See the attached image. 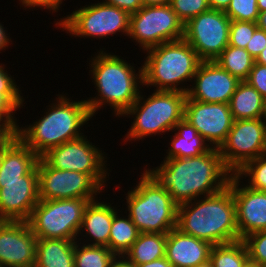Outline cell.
<instances>
[{"mask_svg": "<svg viewBox=\"0 0 266 267\" xmlns=\"http://www.w3.org/2000/svg\"><path fill=\"white\" fill-rule=\"evenodd\" d=\"M56 96L55 102L46 106L43 117L17 127V137L39 157L51 148L83 136L80 129L92 120L85 99L73 101L63 94Z\"/></svg>", "mask_w": 266, "mask_h": 267, "instance_id": "cell-4", "label": "cell"}, {"mask_svg": "<svg viewBox=\"0 0 266 267\" xmlns=\"http://www.w3.org/2000/svg\"><path fill=\"white\" fill-rule=\"evenodd\" d=\"M184 119L213 148H219L232 128L233 117L229 104L204 103L186 97Z\"/></svg>", "mask_w": 266, "mask_h": 267, "instance_id": "cell-15", "label": "cell"}, {"mask_svg": "<svg viewBox=\"0 0 266 267\" xmlns=\"http://www.w3.org/2000/svg\"><path fill=\"white\" fill-rule=\"evenodd\" d=\"M167 233H140L124 256L141 265L165 257Z\"/></svg>", "mask_w": 266, "mask_h": 267, "instance_id": "cell-26", "label": "cell"}, {"mask_svg": "<svg viewBox=\"0 0 266 267\" xmlns=\"http://www.w3.org/2000/svg\"><path fill=\"white\" fill-rule=\"evenodd\" d=\"M22 6H24L25 9H34L40 7V9H47L49 11H52L53 13H57L60 10V5H62L64 2L63 0H19Z\"/></svg>", "mask_w": 266, "mask_h": 267, "instance_id": "cell-39", "label": "cell"}, {"mask_svg": "<svg viewBox=\"0 0 266 267\" xmlns=\"http://www.w3.org/2000/svg\"><path fill=\"white\" fill-rule=\"evenodd\" d=\"M1 161H2V145L0 146V167H1Z\"/></svg>", "mask_w": 266, "mask_h": 267, "instance_id": "cell-53", "label": "cell"}, {"mask_svg": "<svg viewBox=\"0 0 266 267\" xmlns=\"http://www.w3.org/2000/svg\"><path fill=\"white\" fill-rule=\"evenodd\" d=\"M169 5L184 25L190 19L210 9L208 0H171Z\"/></svg>", "mask_w": 266, "mask_h": 267, "instance_id": "cell-34", "label": "cell"}, {"mask_svg": "<svg viewBox=\"0 0 266 267\" xmlns=\"http://www.w3.org/2000/svg\"><path fill=\"white\" fill-rule=\"evenodd\" d=\"M137 267H174V266L166 257H162L148 263L137 265Z\"/></svg>", "mask_w": 266, "mask_h": 267, "instance_id": "cell-42", "label": "cell"}, {"mask_svg": "<svg viewBox=\"0 0 266 267\" xmlns=\"http://www.w3.org/2000/svg\"><path fill=\"white\" fill-rule=\"evenodd\" d=\"M265 47H266V31L257 28L245 49L254 59H256L257 56L262 52V50Z\"/></svg>", "mask_w": 266, "mask_h": 267, "instance_id": "cell-38", "label": "cell"}, {"mask_svg": "<svg viewBox=\"0 0 266 267\" xmlns=\"http://www.w3.org/2000/svg\"><path fill=\"white\" fill-rule=\"evenodd\" d=\"M90 201L93 200H39L27 222L37 238L77 241L84 211Z\"/></svg>", "mask_w": 266, "mask_h": 267, "instance_id": "cell-8", "label": "cell"}, {"mask_svg": "<svg viewBox=\"0 0 266 267\" xmlns=\"http://www.w3.org/2000/svg\"><path fill=\"white\" fill-rule=\"evenodd\" d=\"M37 169L40 200H96L97 194L105 191L90 175L54 169L41 157L37 162Z\"/></svg>", "mask_w": 266, "mask_h": 267, "instance_id": "cell-14", "label": "cell"}, {"mask_svg": "<svg viewBox=\"0 0 266 267\" xmlns=\"http://www.w3.org/2000/svg\"><path fill=\"white\" fill-rule=\"evenodd\" d=\"M37 165L21 180L0 181V221H28L39 202Z\"/></svg>", "mask_w": 266, "mask_h": 267, "instance_id": "cell-16", "label": "cell"}, {"mask_svg": "<svg viewBox=\"0 0 266 267\" xmlns=\"http://www.w3.org/2000/svg\"><path fill=\"white\" fill-rule=\"evenodd\" d=\"M110 267H137L135 264L130 262L124 255L116 256Z\"/></svg>", "mask_w": 266, "mask_h": 267, "instance_id": "cell-45", "label": "cell"}, {"mask_svg": "<svg viewBox=\"0 0 266 267\" xmlns=\"http://www.w3.org/2000/svg\"><path fill=\"white\" fill-rule=\"evenodd\" d=\"M144 169L178 205L221 191L232 175L213 147L200 156L163 159L159 166Z\"/></svg>", "mask_w": 266, "mask_h": 267, "instance_id": "cell-1", "label": "cell"}, {"mask_svg": "<svg viewBox=\"0 0 266 267\" xmlns=\"http://www.w3.org/2000/svg\"><path fill=\"white\" fill-rule=\"evenodd\" d=\"M257 7L259 12L266 10V0H257Z\"/></svg>", "mask_w": 266, "mask_h": 267, "instance_id": "cell-49", "label": "cell"}, {"mask_svg": "<svg viewBox=\"0 0 266 267\" xmlns=\"http://www.w3.org/2000/svg\"><path fill=\"white\" fill-rule=\"evenodd\" d=\"M127 192L128 216L140 233H168L177 225L178 204L144 170Z\"/></svg>", "mask_w": 266, "mask_h": 267, "instance_id": "cell-7", "label": "cell"}, {"mask_svg": "<svg viewBox=\"0 0 266 267\" xmlns=\"http://www.w3.org/2000/svg\"><path fill=\"white\" fill-rule=\"evenodd\" d=\"M171 0H141L143 6L170 4Z\"/></svg>", "mask_w": 266, "mask_h": 267, "instance_id": "cell-47", "label": "cell"}, {"mask_svg": "<svg viewBox=\"0 0 266 267\" xmlns=\"http://www.w3.org/2000/svg\"><path fill=\"white\" fill-rule=\"evenodd\" d=\"M143 65V87L187 93L182 86L196 74L201 63L197 52L183 38L147 49ZM182 83V85H180Z\"/></svg>", "mask_w": 266, "mask_h": 267, "instance_id": "cell-5", "label": "cell"}, {"mask_svg": "<svg viewBox=\"0 0 266 267\" xmlns=\"http://www.w3.org/2000/svg\"><path fill=\"white\" fill-rule=\"evenodd\" d=\"M266 101L246 81H241L229 102L234 120L264 118Z\"/></svg>", "mask_w": 266, "mask_h": 267, "instance_id": "cell-25", "label": "cell"}, {"mask_svg": "<svg viewBox=\"0 0 266 267\" xmlns=\"http://www.w3.org/2000/svg\"><path fill=\"white\" fill-rule=\"evenodd\" d=\"M0 132L7 138L17 136V127L0 111Z\"/></svg>", "mask_w": 266, "mask_h": 267, "instance_id": "cell-41", "label": "cell"}, {"mask_svg": "<svg viewBox=\"0 0 266 267\" xmlns=\"http://www.w3.org/2000/svg\"><path fill=\"white\" fill-rule=\"evenodd\" d=\"M193 79L192 87H188L187 97L204 103L229 104L241 82L216 61H201Z\"/></svg>", "mask_w": 266, "mask_h": 267, "instance_id": "cell-17", "label": "cell"}, {"mask_svg": "<svg viewBox=\"0 0 266 267\" xmlns=\"http://www.w3.org/2000/svg\"><path fill=\"white\" fill-rule=\"evenodd\" d=\"M8 140L1 132H0V146Z\"/></svg>", "mask_w": 266, "mask_h": 267, "instance_id": "cell-51", "label": "cell"}, {"mask_svg": "<svg viewBox=\"0 0 266 267\" xmlns=\"http://www.w3.org/2000/svg\"><path fill=\"white\" fill-rule=\"evenodd\" d=\"M39 158L17 136L6 140L2 144L0 181L21 180L37 165Z\"/></svg>", "mask_w": 266, "mask_h": 267, "instance_id": "cell-22", "label": "cell"}, {"mask_svg": "<svg viewBox=\"0 0 266 267\" xmlns=\"http://www.w3.org/2000/svg\"><path fill=\"white\" fill-rule=\"evenodd\" d=\"M184 37V24L169 4L143 6L130 14L128 38L142 51Z\"/></svg>", "mask_w": 266, "mask_h": 267, "instance_id": "cell-10", "label": "cell"}, {"mask_svg": "<svg viewBox=\"0 0 266 267\" xmlns=\"http://www.w3.org/2000/svg\"><path fill=\"white\" fill-rule=\"evenodd\" d=\"M140 94L135 103L122 115L131 117L133 122L123 141H139L152 135L173 131L184 118L187 93L179 91L154 90L144 98ZM135 116V117H134ZM162 133V134H161Z\"/></svg>", "mask_w": 266, "mask_h": 267, "instance_id": "cell-6", "label": "cell"}, {"mask_svg": "<svg viewBox=\"0 0 266 267\" xmlns=\"http://www.w3.org/2000/svg\"><path fill=\"white\" fill-rule=\"evenodd\" d=\"M77 240L74 247V267H110L116 255L108 247L87 245L79 237Z\"/></svg>", "mask_w": 266, "mask_h": 267, "instance_id": "cell-31", "label": "cell"}, {"mask_svg": "<svg viewBox=\"0 0 266 267\" xmlns=\"http://www.w3.org/2000/svg\"><path fill=\"white\" fill-rule=\"evenodd\" d=\"M231 0H208L210 9L226 11L230 4Z\"/></svg>", "mask_w": 266, "mask_h": 267, "instance_id": "cell-44", "label": "cell"}, {"mask_svg": "<svg viewBox=\"0 0 266 267\" xmlns=\"http://www.w3.org/2000/svg\"><path fill=\"white\" fill-rule=\"evenodd\" d=\"M244 267H262V265L248 260L246 264L244 265Z\"/></svg>", "mask_w": 266, "mask_h": 267, "instance_id": "cell-50", "label": "cell"}, {"mask_svg": "<svg viewBox=\"0 0 266 267\" xmlns=\"http://www.w3.org/2000/svg\"><path fill=\"white\" fill-rule=\"evenodd\" d=\"M3 65V66H2ZM5 64H0V111L18 127V120L15 117L16 111L24 106V98L21 90L16 84L13 76L5 68Z\"/></svg>", "mask_w": 266, "mask_h": 267, "instance_id": "cell-28", "label": "cell"}, {"mask_svg": "<svg viewBox=\"0 0 266 267\" xmlns=\"http://www.w3.org/2000/svg\"><path fill=\"white\" fill-rule=\"evenodd\" d=\"M235 174L240 179L248 177V187L266 192V153L247 162Z\"/></svg>", "mask_w": 266, "mask_h": 267, "instance_id": "cell-32", "label": "cell"}, {"mask_svg": "<svg viewBox=\"0 0 266 267\" xmlns=\"http://www.w3.org/2000/svg\"><path fill=\"white\" fill-rule=\"evenodd\" d=\"M249 260L244 241L238 240L212 246L210 259L213 267H244Z\"/></svg>", "mask_w": 266, "mask_h": 267, "instance_id": "cell-29", "label": "cell"}, {"mask_svg": "<svg viewBox=\"0 0 266 267\" xmlns=\"http://www.w3.org/2000/svg\"><path fill=\"white\" fill-rule=\"evenodd\" d=\"M198 267H213V266H212L211 262L208 261V262H206V263H204V264H201V265L198 266Z\"/></svg>", "mask_w": 266, "mask_h": 267, "instance_id": "cell-52", "label": "cell"}, {"mask_svg": "<svg viewBox=\"0 0 266 267\" xmlns=\"http://www.w3.org/2000/svg\"><path fill=\"white\" fill-rule=\"evenodd\" d=\"M11 42L12 40L10 36H8L7 30H5L4 25L0 23V51L6 50Z\"/></svg>", "mask_w": 266, "mask_h": 267, "instance_id": "cell-43", "label": "cell"}, {"mask_svg": "<svg viewBox=\"0 0 266 267\" xmlns=\"http://www.w3.org/2000/svg\"><path fill=\"white\" fill-rule=\"evenodd\" d=\"M176 228L213 246L240 240L231 187L179 204Z\"/></svg>", "mask_w": 266, "mask_h": 267, "instance_id": "cell-3", "label": "cell"}, {"mask_svg": "<svg viewBox=\"0 0 266 267\" xmlns=\"http://www.w3.org/2000/svg\"><path fill=\"white\" fill-rule=\"evenodd\" d=\"M212 246L173 228L167 233L165 257L174 267H198L209 261Z\"/></svg>", "mask_w": 266, "mask_h": 267, "instance_id": "cell-20", "label": "cell"}, {"mask_svg": "<svg viewBox=\"0 0 266 267\" xmlns=\"http://www.w3.org/2000/svg\"><path fill=\"white\" fill-rule=\"evenodd\" d=\"M264 122L266 123V105H265V114H264Z\"/></svg>", "mask_w": 266, "mask_h": 267, "instance_id": "cell-54", "label": "cell"}, {"mask_svg": "<svg viewBox=\"0 0 266 267\" xmlns=\"http://www.w3.org/2000/svg\"><path fill=\"white\" fill-rule=\"evenodd\" d=\"M249 260L260 265L266 263V230L252 233L243 239Z\"/></svg>", "mask_w": 266, "mask_h": 267, "instance_id": "cell-36", "label": "cell"}, {"mask_svg": "<svg viewBox=\"0 0 266 267\" xmlns=\"http://www.w3.org/2000/svg\"><path fill=\"white\" fill-rule=\"evenodd\" d=\"M254 87L266 101V66L254 62L253 68L245 80Z\"/></svg>", "mask_w": 266, "mask_h": 267, "instance_id": "cell-37", "label": "cell"}, {"mask_svg": "<svg viewBox=\"0 0 266 267\" xmlns=\"http://www.w3.org/2000/svg\"><path fill=\"white\" fill-rule=\"evenodd\" d=\"M75 241L37 238L34 267H74Z\"/></svg>", "mask_w": 266, "mask_h": 267, "instance_id": "cell-24", "label": "cell"}, {"mask_svg": "<svg viewBox=\"0 0 266 267\" xmlns=\"http://www.w3.org/2000/svg\"><path fill=\"white\" fill-rule=\"evenodd\" d=\"M93 144L83 135L49 149L41 158L54 169L88 174L104 189L110 170L104 150Z\"/></svg>", "mask_w": 266, "mask_h": 267, "instance_id": "cell-11", "label": "cell"}, {"mask_svg": "<svg viewBox=\"0 0 266 267\" xmlns=\"http://www.w3.org/2000/svg\"><path fill=\"white\" fill-rule=\"evenodd\" d=\"M104 49L90 59L89 73L97 95L87 99L86 103L92 117L106 104L114 110L113 115L120 118L138 99L139 89L143 87V66L136 73L135 66L126 59Z\"/></svg>", "mask_w": 266, "mask_h": 267, "instance_id": "cell-2", "label": "cell"}, {"mask_svg": "<svg viewBox=\"0 0 266 267\" xmlns=\"http://www.w3.org/2000/svg\"><path fill=\"white\" fill-rule=\"evenodd\" d=\"M224 70L245 81L253 68L255 59L246 49L228 45L215 60Z\"/></svg>", "mask_w": 266, "mask_h": 267, "instance_id": "cell-30", "label": "cell"}, {"mask_svg": "<svg viewBox=\"0 0 266 267\" xmlns=\"http://www.w3.org/2000/svg\"><path fill=\"white\" fill-rule=\"evenodd\" d=\"M111 205V203H104V201L96 199L90 201L86 206L78 237H90L87 240L84 239L87 245L108 246L113 216L119 211ZM83 233L84 235H82Z\"/></svg>", "mask_w": 266, "mask_h": 267, "instance_id": "cell-21", "label": "cell"}, {"mask_svg": "<svg viewBox=\"0 0 266 267\" xmlns=\"http://www.w3.org/2000/svg\"><path fill=\"white\" fill-rule=\"evenodd\" d=\"M240 180L232 174L228 185L236 205L238 233L243 240L252 233L266 230V192L252 189L243 183L244 179Z\"/></svg>", "mask_w": 266, "mask_h": 267, "instance_id": "cell-19", "label": "cell"}, {"mask_svg": "<svg viewBox=\"0 0 266 267\" xmlns=\"http://www.w3.org/2000/svg\"><path fill=\"white\" fill-rule=\"evenodd\" d=\"M225 167L235 174L247 162L266 153V123L263 118L234 120L218 148Z\"/></svg>", "mask_w": 266, "mask_h": 267, "instance_id": "cell-12", "label": "cell"}, {"mask_svg": "<svg viewBox=\"0 0 266 267\" xmlns=\"http://www.w3.org/2000/svg\"><path fill=\"white\" fill-rule=\"evenodd\" d=\"M37 237L26 221H0V267H34Z\"/></svg>", "mask_w": 266, "mask_h": 267, "instance_id": "cell-18", "label": "cell"}, {"mask_svg": "<svg viewBox=\"0 0 266 267\" xmlns=\"http://www.w3.org/2000/svg\"><path fill=\"white\" fill-rule=\"evenodd\" d=\"M172 132L175 135L170 138V147L166 150L164 159L200 156L211 148L196 128L184 118L175 125Z\"/></svg>", "mask_w": 266, "mask_h": 267, "instance_id": "cell-23", "label": "cell"}, {"mask_svg": "<svg viewBox=\"0 0 266 267\" xmlns=\"http://www.w3.org/2000/svg\"><path fill=\"white\" fill-rule=\"evenodd\" d=\"M257 28L256 22L231 21L229 45L245 49Z\"/></svg>", "mask_w": 266, "mask_h": 267, "instance_id": "cell-35", "label": "cell"}, {"mask_svg": "<svg viewBox=\"0 0 266 267\" xmlns=\"http://www.w3.org/2000/svg\"><path fill=\"white\" fill-rule=\"evenodd\" d=\"M255 63L265 65L266 66V47L262 50V52L255 59Z\"/></svg>", "mask_w": 266, "mask_h": 267, "instance_id": "cell-48", "label": "cell"}, {"mask_svg": "<svg viewBox=\"0 0 266 267\" xmlns=\"http://www.w3.org/2000/svg\"><path fill=\"white\" fill-rule=\"evenodd\" d=\"M117 212L113 216L108 248L116 255H124L137 240L140 232L129 216ZM121 216V217H120Z\"/></svg>", "mask_w": 266, "mask_h": 267, "instance_id": "cell-27", "label": "cell"}, {"mask_svg": "<svg viewBox=\"0 0 266 267\" xmlns=\"http://www.w3.org/2000/svg\"><path fill=\"white\" fill-rule=\"evenodd\" d=\"M225 14L231 21L256 22L259 16L257 0H231Z\"/></svg>", "mask_w": 266, "mask_h": 267, "instance_id": "cell-33", "label": "cell"}, {"mask_svg": "<svg viewBox=\"0 0 266 267\" xmlns=\"http://www.w3.org/2000/svg\"><path fill=\"white\" fill-rule=\"evenodd\" d=\"M103 2L125 10L129 14H133L143 7L141 0H103Z\"/></svg>", "mask_w": 266, "mask_h": 267, "instance_id": "cell-40", "label": "cell"}, {"mask_svg": "<svg viewBox=\"0 0 266 267\" xmlns=\"http://www.w3.org/2000/svg\"><path fill=\"white\" fill-rule=\"evenodd\" d=\"M130 14L103 1L85 5L55 23L67 34L80 38H109L116 33L128 37Z\"/></svg>", "mask_w": 266, "mask_h": 267, "instance_id": "cell-9", "label": "cell"}, {"mask_svg": "<svg viewBox=\"0 0 266 267\" xmlns=\"http://www.w3.org/2000/svg\"><path fill=\"white\" fill-rule=\"evenodd\" d=\"M231 19L224 11L209 9L184 25V39L201 61H215L229 45Z\"/></svg>", "mask_w": 266, "mask_h": 267, "instance_id": "cell-13", "label": "cell"}, {"mask_svg": "<svg viewBox=\"0 0 266 267\" xmlns=\"http://www.w3.org/2000/svg\"><path fill=\"white\" fill-rule=\"evenodd\" d=\"M257 27L266 31V10L259 12V16L256 21Z\"/></svg>", "mask_w": 266, "mask_h": 267, "instance_id": "cell-46", "label": "cell"}]
</instances>
